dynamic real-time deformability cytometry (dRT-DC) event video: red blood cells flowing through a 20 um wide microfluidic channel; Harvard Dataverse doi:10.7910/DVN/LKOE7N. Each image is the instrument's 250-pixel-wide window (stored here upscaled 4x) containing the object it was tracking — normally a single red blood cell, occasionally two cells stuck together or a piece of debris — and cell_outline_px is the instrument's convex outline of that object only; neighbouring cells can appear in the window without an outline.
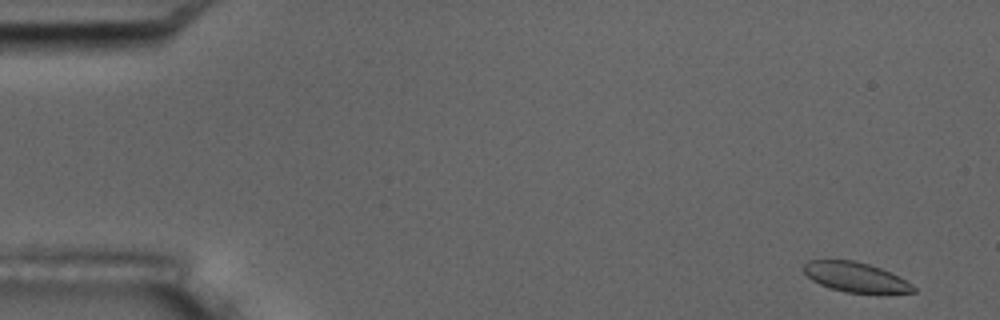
{"species": "common noctule bat (a hibernating species)", "species_latin": "Nyctalus noctula", "temperature_condition": "room temperature", "stored_images_in_passage": 5, "camera_frame_rate_fps": 3000, "um_per_image_px": 0.085, "animal": {"sex": "male", "body_mass_g": 17.5, "forearm_length_mm": 52.3}, "frame": {"image": 1, "passage_image": 1, "time_ms": 0.0, "image_size_px": [1000, 320], "cell_outline_px": [[916, 292], [844, 292], [820, 284], [812, 280], [804, 272], [804, 264], [808, 260], [856, 260], [880, 268], [912, 284], [916, 288]], "centroid_in_image_um": [72.67, 23.54], "position_along_channel_um": 12.3, "area_um2": 18.5}}
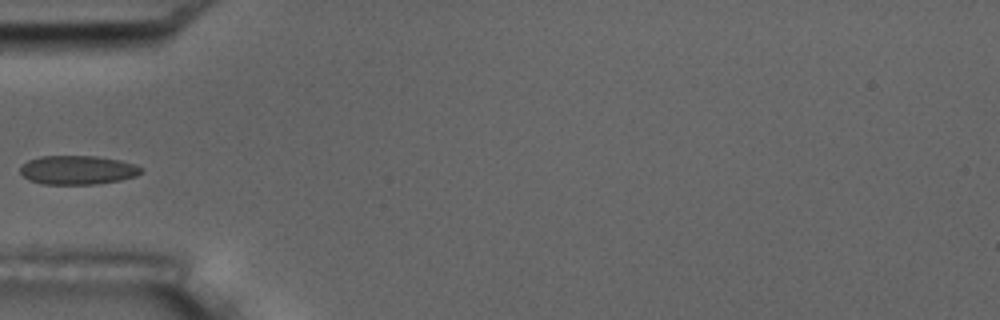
{"frame": {"image": 2, "passage_image": 5, "time_ms": 5.333, "image_size_px": [1000, 320], "cell_outline_px": [[144, 172], [136, 176], [120, 180], [96, 184], [44, 184], [28, 180], [20, 172], [20, 168], [28, 160], [40, 156], [96, 156], [120, 160], [144, 168]], "centroid_in_image_um": [6.62, 14.45], "position_along_channel_um": 78.4, "area_um2": 20.4}}